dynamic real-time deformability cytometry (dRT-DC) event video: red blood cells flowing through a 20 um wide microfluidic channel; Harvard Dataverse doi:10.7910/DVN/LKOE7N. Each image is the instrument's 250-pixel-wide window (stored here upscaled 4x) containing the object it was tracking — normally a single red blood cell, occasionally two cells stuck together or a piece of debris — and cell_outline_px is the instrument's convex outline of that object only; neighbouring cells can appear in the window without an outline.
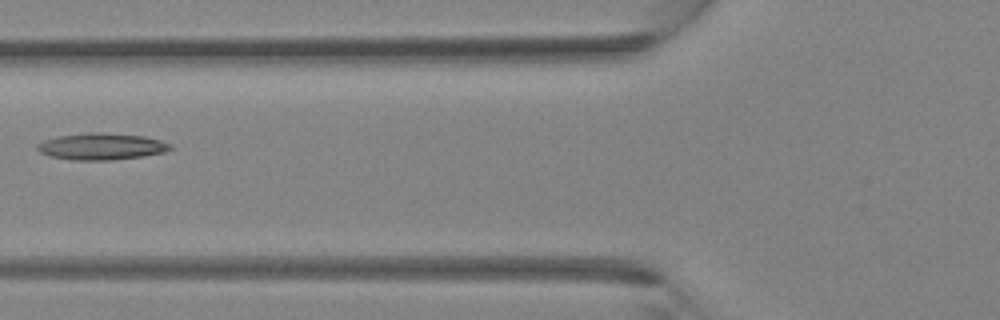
{"species": "Egyptian fruit bat (a non-hibernating species)", "species_latin": "Rousettus aegyptiacus", "temperature_condition": "room temperature", "stored_images_in_passage": 5, "camera_frame_rate_fps": 3000, "um_per_image_px": 0.085, "animal": {"sex": "female"}, "frame": {"image": 1, "passage_image": 5, "time_ms": 4.333, "image_size_px": [1000, 320], "cell_outline_px": [[172, 148], [164, 152], [144, 156], [112, 160], [72, 160], [52, 156], [40, 152], [36, 148], [36, 144], [44, 140], [60, 136], [88, 132], [100, 132], [144, 136], [160, 140], [172, 144]], "centroid_in_image_um": [8.64, 12.45], "position_along_channel_um": 117.2, "area_um2": 20.63}}